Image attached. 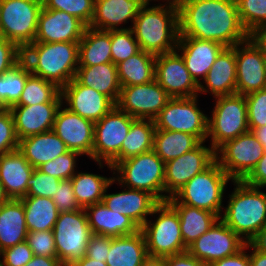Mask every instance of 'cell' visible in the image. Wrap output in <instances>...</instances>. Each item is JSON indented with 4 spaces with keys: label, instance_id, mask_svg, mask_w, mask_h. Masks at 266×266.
Returning <instances> with one entry per match:
<instances>
[{
    "label": "cell",
    "instance_id": "15",
    "mask_svg": "<svg viewBox=\"0 0 266 266\" xmlns=\"http://www.w3.org/2000/svg\"><path fill=\"white\" fill-rule=\"evenodd\" d=\"M170 98L154 79L146 84L121 87L116 106L135 119L154 121Z\"/></svg>",
    "mask_w": 266,
    "mask_h": 266
},
{
    "label": "cell",
    "instance_id": "48",
    "mask_svg": "<svg viewBox=\"0 0 266 266\" xmlns=\"http://www.w3.org/2000/svg\"><path fill=\"white\" fill-rule=\"evenodd\" d=\"M60 179L34 169L32 176L27 182L26 196H41L53 198L60 183Z\"/></svg>",
    "mask_w": 266,
    "mask_h": 266
},
{
    "label": "cell",
    "instance_id": "19",
    "mask_svg": "<svg viewBox=\"0 0 266 266\" xmlns=\"http://www.w3.org/2000/svg\"><path fill=\"white\" fill-rule=\"evenodd\" d=\"M155 80L171 98L199 96V85L176 50L156 56Z\"/></svg>",
    "mask_w": 266,
    "mask_h": 266
},
{
    "label": "cell",
    "instance_id": "38",
    "mask_svg": "<svg viewBox=\"0 0 266 266\" xmlns=\"http://www.w3.org/2000/svg\"><path fill=\"white\" fill-rule=\"evenodd\" d=\"M114 176L107 177L100 174L77 171L71 178L76 201L81 208L100 203L109 183Z\"/></svg>",
    "mask_w": 266,
    "mask_h": 266
},
{
    "label": "cell",
    "instance_id": "3",
    "mask_svg": "<svg viewBox=\"0 0 266 266\" xmlns=\"http://www.w3.org/2000/svg\"><path fill=\"white\" fill-rule=\"evenodd\" d=\"M78 55L79 42H33L23 50L22 59L31 74L62 88L75 77Z\"/></svg>",
    "mask_w": 266,
    "mask_h": 266
},
{
    "label": "cell",
    "instance_id": "12",
    "mask_svg": "<svg viewBox=\"0 0 266 266\" xmlns=\"http://www.w3.org/2000/svg\"><path fill=\"white\" fill-rule=\"evenodd\" d=\"M199 97L170 98L154 120L156 130L184 132L207 141L209 115L200 109Z\"/></svg>",
    "mask_w": 266,
    "mask_h": 266
},
{
    "label": "cell",
    "instance_id": "40",
    "mask_svg": "<svg viewBox=\"0 0 266 266\" xmlns=\"http://www.w3.org/2000/svg\"><path fill=\"white\" fill-rule=\"evenodd\" d=\"M30 75L29 66L23 59L0 75V108L10 109L18 103Z\"/></svg>",
    "mask_w": 266,
    "mask_h": 266
},
{
    "label": "cell",
    "instance_id": "28",
    "mask_svg": "<svg viewBox=\"0 0 266 266\" xmlns=\"http://www.w3.org/2000/svg\"><path fill=\"white\" fill-rule=\"evenodd\" d=\"M92 234L118 237L131 235L140 227L128 216L110 210L103 202L84 208Z\"/></svg>",
    "mask_w": 266,
    "mask_h": 266
},
{
    "label": "cell",
    "instance_id": "65",
    "mask_svg": "<svg viewBox=\"0 0 266 266\" xmlns=\"http://www.w3.org/2000/svg\"><path fill=\"white\" fill-rule=\"evenodd\" d=\"M10 198L6 195L4 187L0 182V206L7 202Z\"/></svg>",
    "mask_w": 266,
    "mask_h": 266
},
{
    "label": "cell",
    "instance_id": "21",
    "mask_svg": "<svg viewBox=\"0 0 266 266\" xmlns=\"http://www.w3.org/2000/svg\"><path fill=\"white\" fill-rule=\"evenodd\" d=\"M61 97L66 108L94 123L115 106L107 96L79 84L74 78L61 88Z\"/></svg>",
    "mask_w": 266,
    "mask_h": 266
},
{
    "label": "cell",
    "instance_id": "33",
    "mask_svg": "<svg viewBox=\"0 0 266 266\" xmlns=\"http://www.w3.org/2000/svg\"><path fill=\"white\" fill-rule=\"evenodd\" d=\"M109 62H112L111 30L87 26L79 41L78 66H95Z\"/></svg>",
    "mask_w": 266,
    "mask_h": 266
},
{
    "label": "cell",
    "instance_id": "7",
    "mask_svg": "<svg viewBox=\"0 0 266 266\" xmlns=\"http://www.w3.org/2000/svg\"><path fill=\"white\" fill-rule=\"evenodd\" d=\"M113 169L122 186L148 192L164 202L165 163L153 150L119 161Z\"/></svg>",
    "mask_w": 266,
    "mask_h": 266
},
{
    "label": "cell",
    "instance_id": "57",
    "mask_svg": "<svg viewBox=\"0 0 266 266\" xmlns=\"http://www.w3.org/2000/svg\"><path fill=\"white\" fill-rule=\"evenodd\" d=\"M24 266H63V264L58 260V258L34 255Z\"/></svg>",
    "mask_w": 266,
    "mask_h": 266
},
{
    "label": "cell",
    "instance_id": "53",
    "mask_svg": "<svg viewBox=\"0 0 266 266\" xmlns=\"http://www.w3.org/2000/svg\"><path fill=\"white\" fill-rule=\"evenodd\" d=\"M110 245V236L93 234L86 248V256L91 259L106 262Z\"/></svg>",
    "mask_w": 266,
    "mask_h": 266
},
{
    "label": "cell",
    "instance_id": "5",
    "mask_svg": "<svg viewBox=\"0 0 266 266\" xmlns=\"http://www.w3.org/2000/svg\"><path fill=\"white\" fill-rule=\"evenodd\" d=\"M230 181L233 180L215 160L207 169L195 175L178 192L168 198L167 202L205 209L220 218L224 207V193Z\"/></svg>",
    "mask_w": 266,
    "mask_h": 266
},
{
    "label": "cell",
    "instance_id": "20",
    "mask_svg": "<svg viewBox=\"0 0 266 266\" xmlns=\"http://www.w3.org/2000/svg\"><path fill=\"white\" fill-rule=\"evenodd\" d=\"M86 28L84 22L65 11L42 7L34 42H79Z\"/></svg>",
    "mask_w": 266,
    "mask_h": 266
},
{
    "label": "cell",
    "instance_id": "9",
    "mask_svg": "<svg viewBox=\"0 0 266 266\" xmlns=\"http://www.w3.org/2000/svg\"><path fill=\"white\" fill-rule=\"evenodd\" d=\"M135 120L115 105L95 123L93 161L98 163V168L107 166L114 172L113 167L121 161L122 143Z\"/></svg>",
    "mask_w": 266,
    "mask_h": 266
},
{
    "label": "cell",
    "instance_id": "62",
    "mask_svg": "<svg viewBox=\"0 0 266 266\" xmlns=\"http://www.w3.org/2000/svg\"><path fill=\"white\" fill-rule=\"evenodd\" d=\"M253 133V135L256 137V139L264 146L266 149V125L255 128V129H249Z\"/></svg>",
    "mask_w": 266,
    "mask_h": 266
},
{
    "label": "cell",
    "instance_id": "45",
    "mask_svg": "<svg viewBox=\"0 0 266 266\" xmlns=\"http://www.w3.org/2000/svg\"><path fill=\"white\" fill-rule=\"evenodd\" d=\"M81 156L79 152L69 150L54 160L42 164L37 169L42 173L54 176L60 180H68L77 172V157Z\"/></svg>",
    "mask_w": 266,
    "mask_h": 266
},
{
    "label": "cell",
    "instance_id": "8",
    "mask_svg": "<svg viewBox=\"0 0 266 266\" xmlns=\"http://www.w3.org/2000/svg\"><path fill=\"white\" fill-rule=\"evenodd\" d=\"M215 104L208 116L210 146L217 151L227 141L249 131L245 95L233 94L214 98Z\"/></svg>",
    "mask_w": 266,
    "mask_h": 266
},
{
    "label": "cell",
    "instance_id": "1",
    "mask_svg": "<svg viewBox=\"0 0 266 266\" xmlns=\"http://www.w3.org/2000/svg\"><path fill=\"white\" fill-rule=\"evenodd\" d=\"M179 37L212 40L225 47L246 41L236 0H181L178 6Z\"/></svg>",
    "mask_w": 266,
    "mask_h": 266
},
{
    "label": "cell",
    "instance_id": "39",
    "mask_svg": "<svg viewBox=\"0 0 266 266\" xmlns=\"http://www.w3.org/2000/svg\"><path fill=\"white\" fill-rule=\"evenodd\" d=\"M155 122L136 119L121 147V161L153 150Z\"/></svg>",
    "mask_w": 266,
    "mask_h": 266
},
{
    "label": "cell",
    "instance_id": "58",
    "mask_svg": "<svg viewBox=\"0 0 266 266\" xmlns=\"http://www.w3.org/2000/svg\"><path fill=\"white\" fill-rule=\"evenodd\" d=\"M250 37L266 55V25L257 28L252 34H250Z\"/></svg>",
    "mask_w": 266,
    "mask_h": 266
},
{
    "label": "cell",
    "instance_id": "32",
    "mask_svg": "<svg viewBox=\"0 0 266 266\" xmlns=\"http://www.w3.org/2000/svg\"><path fill=\"white\" fill-rule=\"evenodd\" d=\"M27 227L21 199H9L0 206V252L26 241Z\"/></svg>",
    "mask_w": 266,
    "mask_h": 266
},
{
    "label": "cell",
    "instance_id": "64",
    "mask_svg": "<svg viewBox=\"0 0 266 266\" xmlns=\"http://www.w3.org/2000/svg\"><path fill=\"white\" fill-rule=\"evenodd\" d=\"M145 5H148L150 4V2L154 1V2H159V1H162L164 2L163 4L164 5H171V6H174V7H178L179 6V3L181 0H141Z\"/></svg>",
    "mask_w": 266,
    "mask_h": 266
},
{
    "label": "cell",
    "instance_id": "23",
    "mask_svg": "<svg viewBox=\"0 0 266 266\" xmlns=\"http://www.w3.org/2000/svg\"><path fill=\"white\" fill-rule=\"evenodd\" d=\"M224 48L225 46L212 40L178 37L176 51L180 53L191 77L199 85Z\"/></svg>",
    "mask_w": 266,
    "mask_h": 266
},
{
    "label": "cell",
    "instance_id": "4",
    "mask_svg": "<svg viewBox=\"0 0 266 266\" xmlns=\"http://www.w3.org/2000/svg\"><path fill=\"white\" fill-rule=\"evenodd\" d=\"M232 182L234 190L220 219L249 243L266 226V193L244 181Z\"/></svg>",
    "mask_w": 266,
    "mask_h": 266
},
{
    "label": "cell",
    "instance_id": "44",
    "mask_svg": "<svg viewBox=\"0 0 266 266\" xmlns=\"http://www.w3.org/2000/svg\"><path fill=\"white\" fill-rule=\"evenodd\" d=\"M43 7L52 10L65 11L90 25L93 15L95 0H42Z\"/></svg>",
    "mask_w": 266,
    "mask_h": 266
},
{
    "label": "cell",
    "instance_id": "49",
    "mask_svg": "<svg viewBox=\"0 0 266 266\" xmlns=\"http://www.w3.org/2000/svg\"><path fill=\"white\" fill-rule=\"evenodd\" d=\"M26 242L33 255L57 258L53 230L28 231Z\"/></svg>",
    "mask_w": 266,
    "mask_h": 266
},
{
    "label": "cell",
    "instance_id": "26",
    "mask_svg": "<svg viewBox=\"0 0 266 266\" xmlns=\"http://www.w3.org/2000/svg\"><path fill=\"white\" fill-rule=\"evenodd\" d=\"M141 0H95L94 15L89 27L98 30L131 29L140 9ZM131 21V26L123 25Z\"/></svg>",
    "mask_w": 266,
    "mask_h": 266
},
{
    "label": "cell",
    "instance_id": "25",
    "mask_svg": "<svg viewBox=\"0 0 266 266\" xmlns=\"http://www.w3.org/2000/svg\"><path fill=\"white\" fill-rule=\"evenodd\" d=\"M206 93L214 98L236 94L235 46L225 47L220 52L199 84L198 95Z\"/></svg>",
    "mask_w": 266,
    "mask_h": 266
},
{
    "label": "cell",
    "instance_id": "43",
    "mask_svg": "<svg viewBox=\"0 0 266 266\" xmlns=\"http://www.w3.org/2000/svg\"><path fill=\"white\" fill-rule=\"evenodd\" d=\"M139 51L132 29L111 30V57L114 64L125 61Z\"/></svg>",
    "mask_w": 266,
    "mask_h": 266
},
{
    "label": "cell",
    "instance_id": "51",
    "mask_svg": "<svg viewBox=\"0 0 266 266\" xmlns=\"http://www.w3.org/2000/svg\"><path fill=\"white\" fill-rule=\"evenodd\" d=\"M33 256V252L26 241L0 252V260L3 266H24Z\"/></svg>",
    "mask_w": 266,
    "mask_h": 266
},
{
    "label": "cell",
    "instance_id": "18",
    "mask_svg": "<svg viewBox=\"0 0 266 266\" xmlns=\"http://www.w3.org/2000/svg\"><path fill=\"white\" fill-rule=\"evenodd\" d=\"M95 123L72 112L63 103L58 108L52 131L71 151L93 160Z\"/></svg>",
    "mask_w": 266,
    "mask_h": 266
},
{
    "label": "cell",
    "instance_id": "47",
    "mask_svg": "<svg viewBox=\"0 0 266 266\" xmlns=\"http://www.w3.org/2000/svg\"><path fill=\"white\" fill-rule=\"evenodd\" d=\"M14 118L10 109L0 108V156L18 149Z\"/></svg>",
    "mask_w": 266,
    "mask_h": 266
},
{
    "label": "cell",
    "instance_id": "30",
    "mask_svg": "<svg viewBox=\"0 0 266 266\" xmlns=\"http://www.w3.org/2000/svg\"><path fill=\"white\" fill-rule=\"evenodd\" d=\"M74 79L107 96L115 105L119 99L121 84L117 66L113 62L95 66H78Z\"/></svg>",
    "mask_w": 266,
    "mask_h": 266
},
{
    "label": "cell",
    "instance_id": "52",
    "mask_svg": "<svg viewBox=\"0 0 266 266\" xmlns=\"http://www.w3.org/2000/svg\"><path fill=\"white\" fill-rule=\"evenodd\" d=\"M23 51L13 42L0 36V75L22 60Z\"/></svg>",
    "mask_w": 266,
    "mask_h": 266
},
{
    "label": "cell",
    "instance_id": "46",
    "mask_svg": "<svg viewBox=\"0 0 266 266\" xmlns=\"http://www.w3.org/2000/svg\"><path fill=\"white\" fill-rule=\"evenodd\" d=\"M249 129L266 125V88L245 95Z\"/></svg>",
    "mask_w": 266,
    "mask_h": 266
},
{
    "label": "cell",
    "instance_id": "54",
    "mask_svg": "<svg viewBox=\"0 0 266 266\" xmlns=\"http://www.w3.org/2000/svg\"><path fill=\"white\" fill-rule=\"evenodd\" d=\"M243 181L253 187L266 188V150L255 168Z\"/></svg>",
    "mask_w": 266,
    "mask_h": 266
},
{
    "label": "cell",
    "instance_id": "29",
    "mask_svg": "<svg viewBox=\"0 0 266 266\" xmlns=\"http://www.w3.org/2000/svg\"><path fill=\"white\" fill-rule=\"evenodd\" d=\"M18 150L34 169L69 151L52 130L20 139Z\"/></svg>",
    "mask_w": 266,
    "mask_h": 266
},
{
    "label": "cell",
    "instance_id": "16",
    "mask_svg": "<svg viewBox=\"0 0 266 266\" xmlns=\"http://www.w3.org/2000/svg\"><path fill=\"white\" fill-rule=\"evenodd\" d=\"M245 246L246 242L219 218L187 251L209 266L216 260L238 253Z\"/></svg>",
    "mask_w": 266,
    "mask_h": 266
},
{
    "label": "cell",
    "instance_id": "34",
    "mask_svg": "<svg viewBox=\"0 0 266 266\" xmlns=\"http://www.w3.org/2000/svg\"><path fill=\"white\" fill-rule=\"evenodd\" d=\"M169 204L179 215L181 235L187 248L219 219L215 213L205 209L181 203Z\"/></svg>",
    "mask_w": 266,
    "mask_h": 266
},
{
    "label": "cell",
    "instance_id": "42",
    "mask_svg": "<svg viewBox=\"0 0 266 266\" xmlns=\"http://www.w3.org/2000/svg\"><path fill=\"white\" fill-rule=\"evenodd\" d=\"M236 3L241 24L249 35L266 25V0H236Z\"/></svg>",
    "mask_w": 266,
    "mask_h": 266
},
{
    "label": "cell",
    "instance_id": "10",
    "mask_svg": "<svg viewBox=\"0 0 266 266\" xmlns=\"http://www.w3.org/2000/svg\"><path fill=\"white\" fill-rule=\"evenodd\" d=\"M42 0H0V36L22 51L35 40Z\"/></svg>",
    "mask_w": 266,
    "mask_h": 266
},
{
    "label": "cell",
    "instance_id": "37",
    "mask_svg": "<svg viewBox=\"0 0 266 266\" xmlns=\"http://www.w3.org/2000/svg\"><path fill=\"white\" fill-rule=\"evenodd\" d=\"M200 143L201 141L196 136L188 133L156 130L153 151L166 163L193 150Z\"/></svg>",
    "mask_w": 266,
    "mask_h": 266
},
{
    "label": "cell",
    "instance_id": "24",
    "mask_svg": "<svg viewBox=\"0 0 266 266\" xmlns=\"http://www.w3.org/2000/svg\"><path fill=\"white\" fill-rule=\"evenodd\" d=\"M62 102H46L10 108L18 139L48 132L53 129L55 115Z\"/></svg>",
    "mask_w": 266,
    "mask_h": 266
},
{
    "label": "cell",
    "instance_id": "11",
    "mask_svg": "<svg viewBox=\"0 0 266 266\" xmlns=\"http://www.w3.org/2000/svg\"><path fill=\"white\" fill-rule=\"evenodd\" d=\"M57 258L68 266L86 255L92 231L84 208L72 212H60L53 227Z\"/></svg>",
    "mask_w": 266,
    "mask_h": 266
},
{
    "label": "cell",
    "instance_id": "60",
    "mask_svg": "<svg viewBox=\"0 0 266 266\" xmlns=\"http://www.w3.org/2000/svg\"><path fill=\"white\" fill-rule=\"evenodd\" d=\"M256 250L266 253V226L249 242Z\"/></svg>",
    "mask_w": 266,
    "mask_h": 266
},
{
    "label": "cell",
    "instance_id": "50",
    "mask_svg": "<svg viewBox=\"0 0 266 266\" xmlns=\"http://www.w3.org/2000/svg\"><path fill=\"white\" fill-rule=\"evenodd\" d=\"M52 199L59 212H72L81 209L76 201L71 179L60 181Z\"/></svg>",
    "mask_w": 266,
    "mask_h": 266
},
{
    "label": "cell",
    "instance_id": "22",
    "mask_svg": "<svg viewBox=\"0 0 266 266\" xmlns=\"http://www.w3.org/2000/svg\"><path fill=\"white\" fill-rule=\"evenodd\" d=\"M118 183L123 190L108 193L112 184ZM102 202L113 211L131 218L140 228L149 219L154 207L159 203L150 193L122 186L115 178L105 190Z\"/></svg>",
    "mask_w": 266,
    "mask_h": 266
},
{
    "label": "cell",
    "instance_id": "6",
    "mask_svg": "<svg viewBox=\"0 0 266 266\" xmlns=\"http://www.w3.org/2000/svg\"><path fill=\"white\" fill-rule=\"evenodd\" d=\"M151 217L140 228L144 235L148 257L164 258L187 251L180 230L177 211L167 202H159ZM158 216V217H157Z\"/></svg>",
    "mask_w": 266,
    "mask_h": 266
},
{
    "label": "cell",
    "instance_id": "56",
    "mask_svg": "<svg viewBox=\"0 0 266 266\" xmlns=\"http://www.w3.org/2000/svg\"><path fill=\"white\" fill-rule=\"evenodd\" d=\"M166 266H208L193 257L188 251L164 257Z\"/></svg>",
    "mask_w": 266,
    "mask_h": 266
},
{
    "label": "cell",
    "instance_id": "14",
    "mask_svg": "<svg viewBox=\"0 0 266 266\" xmlns=\"http://www.w3.org/2000/svg\"><path fill=\"white\" fill-rule=\"evenodd\" d=\"M204 143L165 163L164 202L216 160V151Z\"/></svg>",
    "mask_w": 266,
    "mask_h": 266
},
{
    "label": "cell",
    "instance_id": "41",
    "mask_svg": "<svg viewBox=\"0 0 266 266\" xmlns=\"http://www.w3.org/2000/svg\"><path fill=\"white\" fill-rule=\"evenodd\" d=\"M46 102H62L61 88L55 83L31 74L16 105H35Z\"/></svg>",
    "mask_w": 266,
    "mask_h": 266
},
{
    "label": "cell",
    "instance_id": "35",
    "mask_svg": "<svg viewBox=\"0 0 266 266\" xmlns=\"http://www.w3.org/2000/svg\"><path fill=\"white\" fill-rule=\"evenodd\" d=\"M156 56L140 50L118 63L117 72L121 87L146 84L155 79Z\"/></svg>",
    "mask_w": 266,
    "mask_h": 266
},
{
    "label": "cell",
    "instance_id": "55",
    "mask_svg": "<svg viewBox=\"0 0 266 266\" xmlns=\"http://www.w3.org/2000/svg\"><path fill=\"white\" fill-rule=\"evenodd\" d=\"M248 249V243H246V246L238 253L216 260L209 266H251Z\"/></svg>",
    "mask_w": 266,
    "mask_h": 266
},
{
    "label": "cell",
    "instance_id": "2",
    "mask_svg": "<svg viewBox=\"0 0 266 266\" xmlns=\"http://www.w3.org/2000/svg\"><path fill=\"white\" fill-rule=\"evenodd\" d=\"M144 5L132 31L140 50L155 56L176 50L179 37L178 7L162 3Z\"/></svg>",
    "mask_w": 266,
    "mask_h": 266
},
{
    "label": "cell",
    "instance_id": "63",
    "mask_svg": "<svg viewBox=\"0 0 266 266\" xmlns=\"http://www.w3.org/2000/svg\"><path fill=\"white\" fill-rule=\"evenodd\" d=\"M141 266H166L164 258L148 257Z\"/></svg>",
    "mask_w": 266,
    "mask_h": 266
},
{
    "label": "cell",
    "instance_id": "61",
    "mask_svg": "<svg viewBox=\"0 0 266 266\" xmlns=\"http://www.w3.org/2000/svg\"><path fill=\"white\" fill-rule=\"evenodd\" d=\"M68 266H107L106 262L88 258L86 255L79 260H76Z\"/></svg>",
    "mask_w": 266,
    "mask_h": 266
},
{
    "label": "cell",
    "instance_id": "27",
    "mask_svg": "<svg viewBox=\"0 0 266 266\" xmlns=\"http://www.w3.org/2000/svg\"><path fill=\"white\" fill-rule=\"evenodd\" d=\"M34 168L18 150L0 156V182L10 199L27 195V182Z\"/></svg>",
    "mask_w": 266,
    "mask_h": 266
},
{
    "label": "cell",
    "instance_id": "31",
    "mask_svg": "<svg viewBox=\"0 0 266 266\" xmlns=\"http://www.w3.org/2000/svg\"><path fill=\"white\" fill-rule=\"evenodd\" d=\"M148 258L141 230L131 235L111 237L107 266H141Z\"/></svg>",
    "mask_w": 266,
    "mask_h": 266
},
{
    "label": "cell",
    "instance_id": "17",
    "mask_svg": "<svg viewBox=\"0 0 266 266\" xmlns=\"http://www.w3.org/2000/svg\"><path fill=\"white\" fill-rule=\"evenodd\" d=\"M235 58L236 94L266 88V55L251 37L235 45Z\"/></svg>",
    "mask_w": 266,
    "mask_h": 266
},
{
    "label": "cell",
    "instance_id": "36",
    "mask_svg": "<svg viewBox=\"0 0 266 266\" xmlns=\"http://www.w3.org/2000/svg\"><path fill=\"white\" fill-rule=\"evenodd\" d=\"M21 200L28 231L53 230L60 212L52 198L25 196Z\"/></svg>",
    "mask_w": 266,
    "mask_h": 266
},
{
    "label": "cell",
    "instance_id": "13",
    "mask_svg": "<svg viewBox=\"0 0 266 266\" xmlns=\"http://www.w3.org/2000/svg\"><path fill=\"white\" fill-rule=\"evenodd\" d=\"M251 131L227 141L216 151V160L233 181H243L265 153Z\"/></svg>",
    "mask_w": 266,
    "mask_h": 266
},
{
    "label": "cell",
    "instance_id": "59",
    "mask_svg": "<svg viewBox=\"0 0 266 266\" xmlns=\"http://www.w3.org/2000/svg\"><path fill=\"white\" fill-rule=\"evenodd\" d=\"M248 248L252 251L249 254L251 266H266V253L256 250L250 243H248Z\"/></svg>",
    "mask_w": 266,
    "mask_h": 266
}]
</instances>
